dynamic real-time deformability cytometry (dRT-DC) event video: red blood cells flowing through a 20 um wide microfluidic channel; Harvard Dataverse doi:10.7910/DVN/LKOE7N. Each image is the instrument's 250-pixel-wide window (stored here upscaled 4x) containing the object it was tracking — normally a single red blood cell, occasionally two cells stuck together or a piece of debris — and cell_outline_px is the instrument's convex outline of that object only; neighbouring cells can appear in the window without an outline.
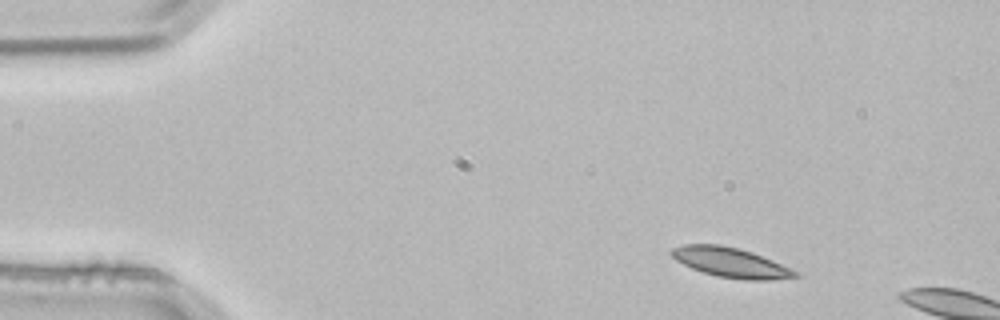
{"species": "common noctule bat (a hibernating species)", "species_latin": "Nyctalus noctula", "temperature_condition": "room temperature", "stored_images_in_passage": 2, "camera_frame_rate_fps": 3000, "um_per_image_px": 0.085, "animal": {"sex": "male", "body_mass_g": 21.5, "forearm_length_mm": 52.0}, "frame": {"image": 1, "passage_image": 1, "time_ms": 0.0, "image_size_px": [1000, 320], "cell_outline_px": [[800, 276], [768, 280], [744, 280], [716, 276], [692, 268], [676, 260], [668, 252], [672, 248], [684, 244], [720, 244], [740, 248], [752, 252], [772, 260], [800, 272]], "centroid_in_image_um": [62.11, 22.3], "position_along_channel_um": 22.9, "area_um2": 21.5}}